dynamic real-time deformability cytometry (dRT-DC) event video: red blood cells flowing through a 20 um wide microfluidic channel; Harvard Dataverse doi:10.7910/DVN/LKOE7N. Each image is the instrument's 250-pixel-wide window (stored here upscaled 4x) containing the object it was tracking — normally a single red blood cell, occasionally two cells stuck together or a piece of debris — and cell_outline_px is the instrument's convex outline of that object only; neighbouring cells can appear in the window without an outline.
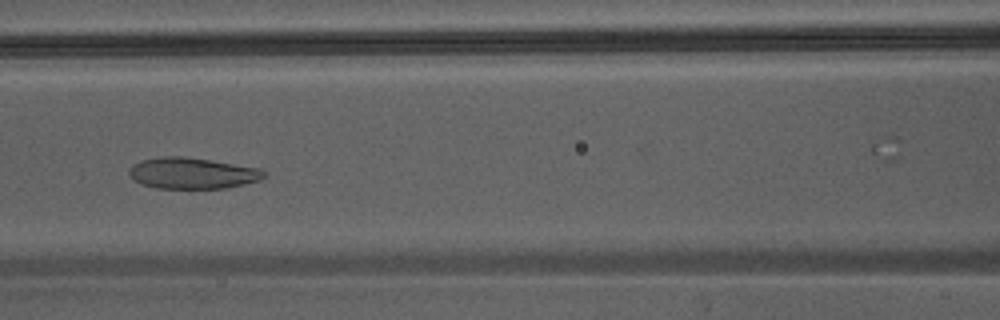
{"species": "Egyptian fruit bat (a non-hibernating species)", "species_latin": "Rousettus aegyptiacus", "temperature_condition": "warm", "stored_images_in_passage": 36, "camera_frame_rate_fps": 3000, "um_per_image_px": 0.085, "animal": {"sex": "male"}, "frame": {"image": 1, "passage_image": 15, "time_ms": 4.667, "image_size_px": [1000, 320], "cell_outline_px": [[264, 176], [260, 180], [244, 184], [224, 188], [156, 188], [140, 184], [128, 172], [132, 164], [144, 160], [164, 156], [184, 156], [260, 168], [264, 172]], "centroid_in_image_um": [16.34, 14.72], "position_along_channel_um": 150.3, "area_um2": 24.22}}
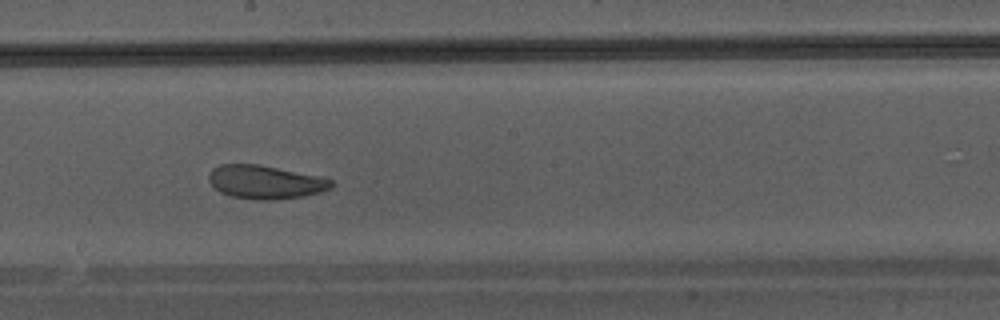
{"frame": {"image": 2, "passage_image": 20, "time_ms": 6.333, "image_size_px": [1000, 320], "cell_outline_px": [[336, 184], [332, 188], [320, 192], [304, 196], [272, 200], [252, 200], [232, 196], [220, 192], [208, 180], [208, 172], [212, 168], [220, 164], [260, 164], [316, 176], [332, 180]], "centroid_in_image_um": [22.53, 15.48], "position_along_channel_um": 225.7, "area_um2": 23.99}}
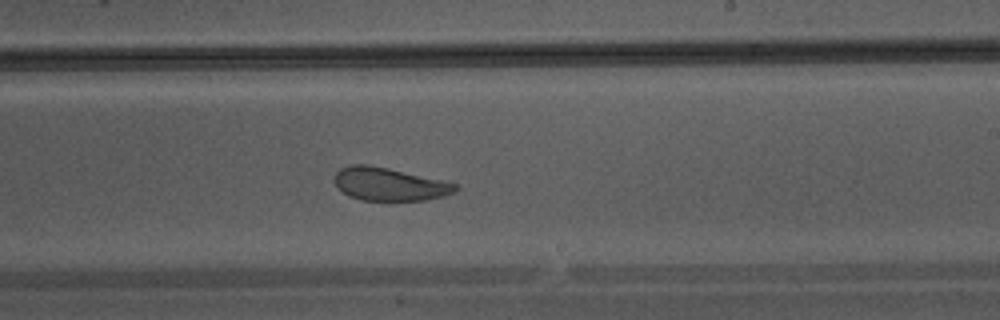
{"frame": {"image": 3, "passage_image": 22, "time_ms": 7.0, "image_size_px": [1000, 320], "cell_outline_px": [[460, 188], [456, 192], [444, 196], [428, 200], [360, 200], [348, 196], [336, 184], [336, 172], [340, 168], [352, 164], [368, 164], [388, 168], [440, 180], [456, 184]], "centroid_in_image_um": [33.11, 15.66], "position_along_channel_um": 255.9, "area_um2": 23.06}}